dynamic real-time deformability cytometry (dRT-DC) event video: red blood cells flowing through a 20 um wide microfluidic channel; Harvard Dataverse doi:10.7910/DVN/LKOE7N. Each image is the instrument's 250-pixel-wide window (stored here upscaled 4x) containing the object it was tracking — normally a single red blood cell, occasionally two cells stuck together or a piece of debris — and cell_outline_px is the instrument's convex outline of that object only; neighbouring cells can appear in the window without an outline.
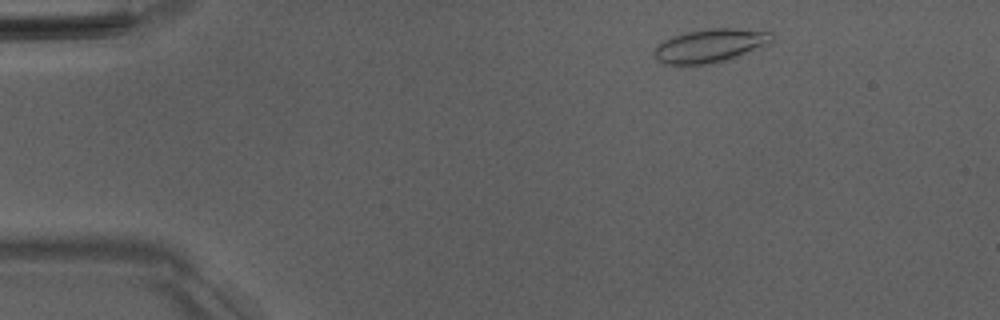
{"species": "Egyptian fruit bat (a non-hibernating species)", "species_latin": "Rousettus aegyptiacus", "temperature_condition": "room temperature", "stored_images_in_passage": 44, "camera_frame_rate_fps": 3000, "um_per_image_px": 0.085, "animal": {"sex": "male"}, "frame": {"image": 1, "passage_image": 2, "time_ms": 0.333, "image_size_px": [1000, 320], "cell_outline_px": [[776, 36], [768, 44], [724, 60], [704, 64], [664, 64], [656, 60], [652, 52], [664, 40], [672, 36], [688, 32], [708, 28], [736, 28], [772, 32]], "centroid_in_image_um": [60.35, 3.86], "position_along_channel_um": 24.7, "area_um2": 22.6}}
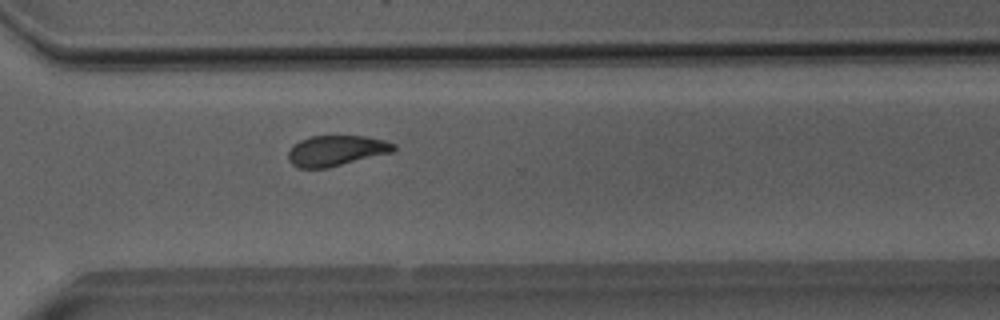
{"frame": {"image": 2, "passage_image": 32, "time_ms": 10.333, "image_size_px": [1000, 320], "cell_outline_px": [[396, 148], [392, 152], [328, 168], [300, 168], [292, 164], [288, 160], [288, 152], [300, 140], [308, 136], [364, 136], [384, 140], [396, 144]], "centroid_in_image_um": [28.58, 12.8], "position_along_channel_um": 342.0, "area_um2": 18.67}}
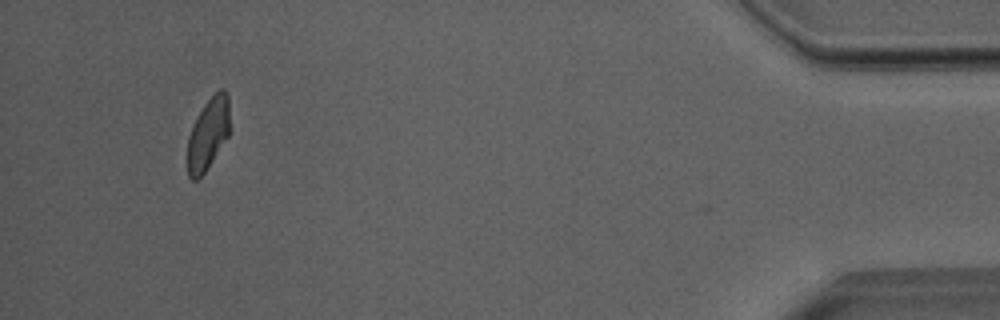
{"frame": {"image": 3, "passage_image": 43, "time_ms": 14.0, "image_size_px": [1000, 320], "cell_outline_px": [[228, 136], [204, 172], [196, 180], [192, 180], [188, 176], [188, 136], [204, 104], [220, 88], [224, 88], [228, 96]], "centroid_in_image_um": [17.68, 11.37], "position_along_channel_um": 417.5, "area_um2": 17.05}, "authors_computed_cell_mechanics": {"area_um2": 19.4497, "velocity_mm_per_s": 3.9822, "shape_relaxation_time_tau1_ms": 5.3851, "shape_relaxation_time_tau2_ms": 4.1208, "deformation_change_tau1": 0.1489, "deformation_change_tau2": 0.065}}